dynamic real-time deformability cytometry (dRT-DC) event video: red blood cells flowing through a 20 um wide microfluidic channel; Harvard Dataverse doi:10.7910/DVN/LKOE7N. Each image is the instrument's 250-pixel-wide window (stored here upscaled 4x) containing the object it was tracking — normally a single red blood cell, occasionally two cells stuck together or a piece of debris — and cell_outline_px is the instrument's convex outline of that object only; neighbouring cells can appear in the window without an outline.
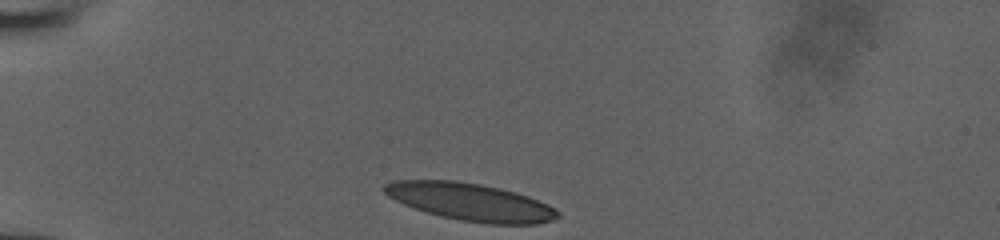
{"species": "human", "species_latin": "Homo sapiens", "temperature_condition": "room temperature", "stored_images_in_passage": 31, "camera_frame_rate_fps": 3000, "um_per_image_px": 0.085, "donor": {"sex": "male"}, "frame": {"image": 1, "passage_image": 1, "time_ms": 0.0, "image_size_px": [1000, 240], "cell_outline_px": [[560, 216], [552, 220], [536, 224], [488, 224], [460, 220], [440, 216], [404, 204], [388, 196], [380, 188], [384, 184], [392, 180], [456, 180], [480, 184], [500, 188], [516, 192], [528, 196], [548, 204], [556, 208], [560, 212]], "centroid_in_image_um": [40.0, 17.15], "position_along_channel_um": 45.0, "area_um2": 37.97}}
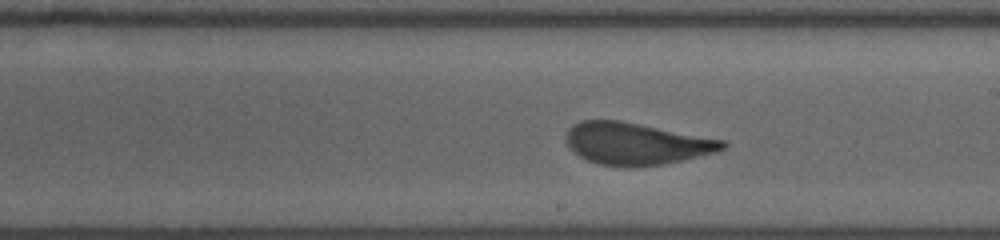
{"frame": {"image": 2, "passage_image": 18, "time_ms": 5.667, "image_size_px": [1000, 240], "cell_outline_px": [[728, 148], [716, 152], [684, 160], [664, 164], [636, 168], [600, 164], [588, 160], [572, 152], [568, 148], [564, 140], [564, 136], [568, 128], [572, 124], [580, 120], [620, 120], [724, 140], [728, 144]], "centroid_in_image_um": [54.04, 12.21], "position_along_channel_um": 235.0, "area_um2": 38.84}}
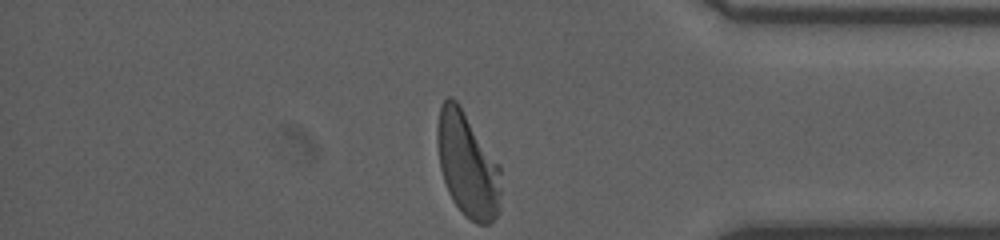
{"frame": {"image": 3, "passage_image": 31, "time_ms": 10.0, "image_size_px": [1000, 240], "cell_outline_px": [[500, 208], [496, 216], [488, 224], [476, 224], [464, 216], [460, 212], [452, 200], [448, 192], [440, 168], [436, 140], [436, 128], [440, 104], [448, 96], [452, 96], [456, 100], [500, 164]], "centroid_in_image_um": [39.72, 14.01], "position_along_channel_um": 395.5, "area_um2": 39.25}}